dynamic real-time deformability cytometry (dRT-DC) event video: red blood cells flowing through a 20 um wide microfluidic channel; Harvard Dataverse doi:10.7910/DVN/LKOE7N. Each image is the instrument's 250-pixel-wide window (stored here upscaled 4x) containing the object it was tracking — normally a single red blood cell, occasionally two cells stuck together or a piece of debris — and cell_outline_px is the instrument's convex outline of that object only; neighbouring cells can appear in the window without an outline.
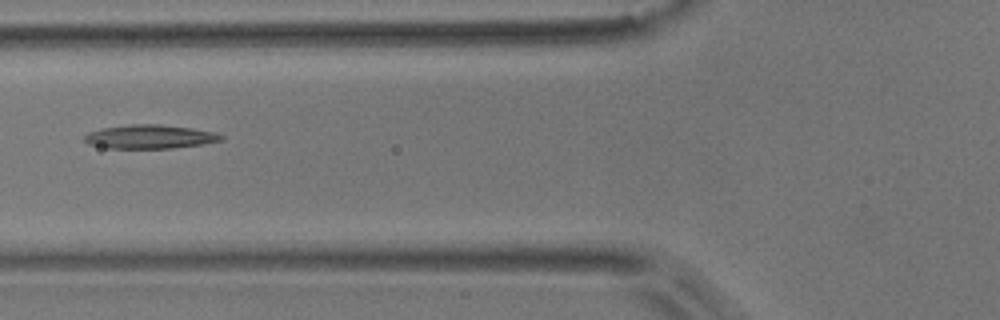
{"species": "common noctule bat (a hibernating species)", "species_latin": "Nyctalus noctula", "temperature_condition": "room temperature", "stored_images_in_passage": 8, "camera_frame_rate_fps": 3000, "um_per_image_px": 0.085, "animal": {"sex": "male", "body_mass_g": 17.9}, "frame": {"image": 1, "passage_image": 5, "time_ms": 1.333, "image_size_px": [1000, 320], "cell_outline_px": [[224, 140], [204, 144], [172, 148], [108, 148], [88, 144], [84, 140], [84, 136], [88, 132], [104, 128], [132, 124], [160, 124], [192, 128], [212, 132], [224, 136]], "centroid_in_image_um": [12.75, 11.62], "position_along_channel_um": 113.1, "area_um2": 18.9}}
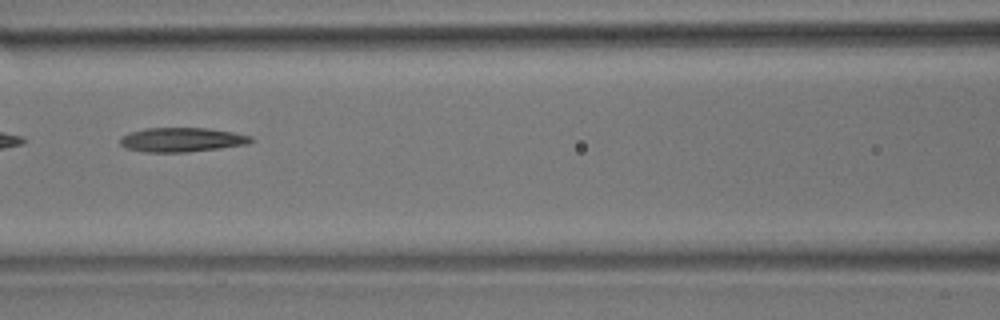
{"frame": {"image": 2, "passage_image": 6, "time_ms": 1.667, "image_size_px": [1000, 320], "cell_outline_px": [[252, 140], [248, 144], [220, 148], [188, 152], [148, 152], [124, 148], [120, 144], [120, 140], [128, 132], [144, 128], [208, 128], [232, 132], [252, 136]], "centroid_in_image_um": [15.44, 11.87], "position_along_channel_um": 151.2, "area_um2": 18.5}}
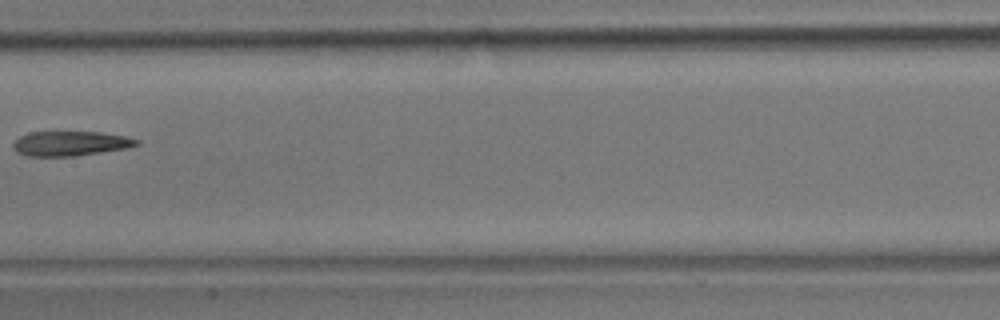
{"frame": {"image": 3, "passage_image": 7, "time_ms": 2.0, "image_size_px": [1000, 320], "cell_outline_px": [[140, 144], [128, 148], [72, 156], [28, 156], [16, 152], [12, 148], [12, 144], [20, 136], [32, 132], [100, 132], [124, 136], [140, 140]], "centroid_in_image_um": [5.98, 12.2], "position_along_channel_um": 201.4, "area_um2": 17.69}}